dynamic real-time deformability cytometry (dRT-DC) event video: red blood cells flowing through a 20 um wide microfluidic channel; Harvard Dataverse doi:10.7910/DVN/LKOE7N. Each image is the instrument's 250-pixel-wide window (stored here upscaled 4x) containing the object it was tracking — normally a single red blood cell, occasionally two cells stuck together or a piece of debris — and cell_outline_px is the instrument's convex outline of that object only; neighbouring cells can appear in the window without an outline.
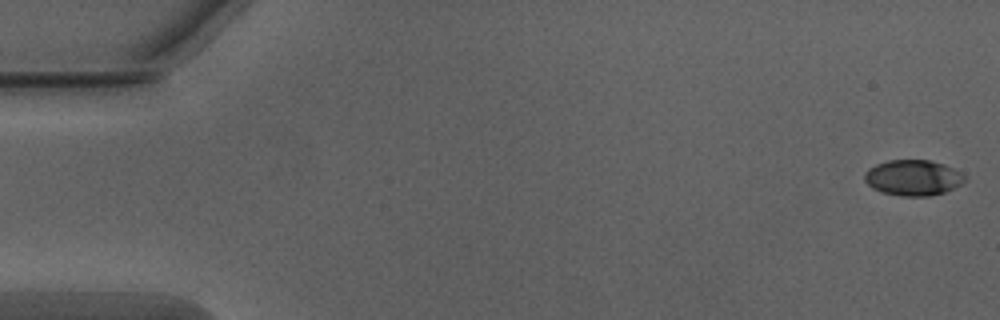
{"species": "Egyptian fruit bat (a non-hibernating species)", "species_latin": "Rousettus aegyptiacus", "temperature_condition": "warm", "stored_images_in_passage": 51, "camera_frame_rate_fps": 3000, "um_per_image_px": 0.085, "animal": {"sex": "male"}, "frame": {"image": 1, "passage_image": 1, "time_ms": 0.0, "image_size_px": [1000, 320], "cell_outline_px": [[968, 180], [944, 192], [928, 196], [900, 196], [880, 192], [872, 188], [864, 180], [864, 172], [868, 168], [876, 164], [888, 160], [928, 160], [944, 164], [960, 172]], "centroid_in_image_um": [77.57, 15.11], "position_along_channel_um": 7.4, "area_um2": 20.87}}
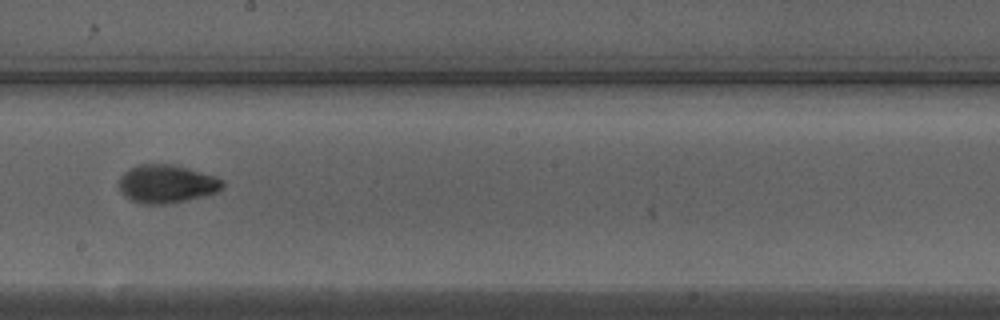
{"frame": {"image": 2, "passage_image": 29, "time_ms": 9.333, "image_size_px": [1000, 320], "cell_outline_px": [[224, 184], [216, 192], [184, 200], [164, 204], [140, 204], [124, 196], [120, 192], [120, 176], [124, 172], [140, 164], [172, 164], [216, 176], [224, 180]], "centroid_in_image_um": [14.14, 15.62], "position_along_channel_um": 234.1, "area_um2": 22.77}}
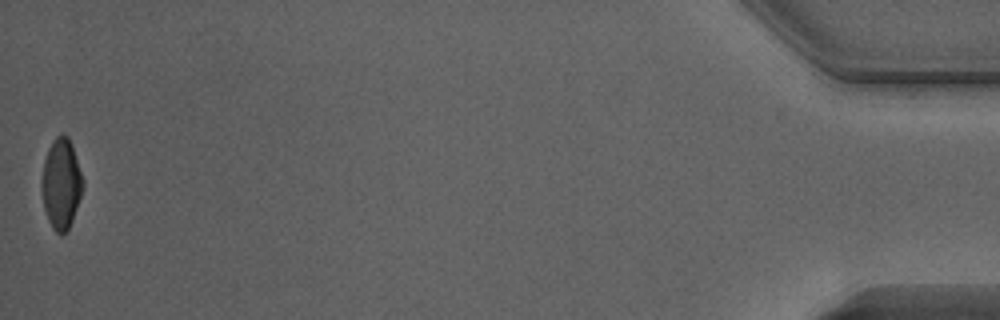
{"frame": {"image": 3, "passage_image": 51, "time_ms": 16.667, "image_size_px": [1000, 320], "cell_outline_px": [[84, 184], [72, 220], [68, 228], [60, 236], [52, 228], [48, 220], [44, 208], [40, 184], [44, 160], [48, 148], [52, 140], [56, 136], [68, 136], [84, 180]], "centroid_in_image_um": [5.18, 15.63], "position_along_channel_um": 430.0, "area_um2": 21.5}, "authors_computed_cell_mechanics": {"area_um2": 21.8484, "velocity_mm_per_s": 4.0344, "shape_relaxation_time_tau1_ms": 2.8113, "shape_relaxation_time_tau2_ms": 1.293, "deformation_change_tau1": 0.1356, "deformation_change_tau2": 0.0517}}